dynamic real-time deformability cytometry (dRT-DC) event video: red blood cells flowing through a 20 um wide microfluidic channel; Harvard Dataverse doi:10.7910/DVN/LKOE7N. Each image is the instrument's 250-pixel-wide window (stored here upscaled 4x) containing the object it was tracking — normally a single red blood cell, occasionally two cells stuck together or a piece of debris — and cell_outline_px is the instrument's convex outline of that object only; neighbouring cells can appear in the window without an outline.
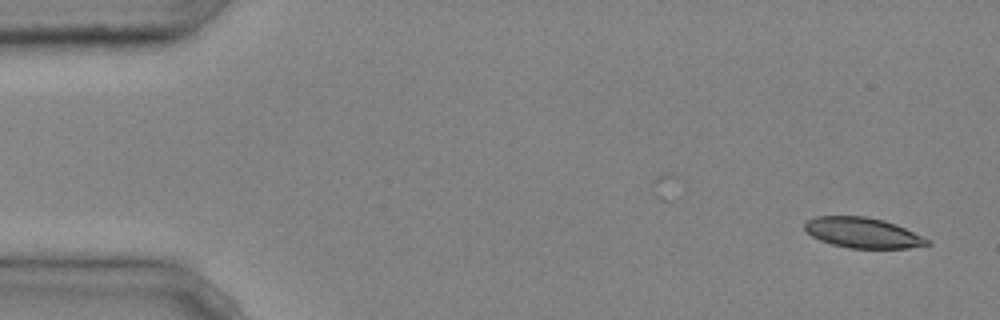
{"species": "common noctule bat (a hibernating species)", "species_latin": "Nyctalus noctula", "temperature_condition": "cold", "stored_images_in_passage": 2, "camera_frame_rate_fps": 3000, "um_per_image_px": 0.085, "animal": {"sex": "male", "body_mass_g": 20.4}, "frame": {"image": 1, "passage_image": 2, "time_ms": 0.333, "image_size_px": [1000, 320], "cell_outline_px": [[932, 244], [908, 248], [848, 248], [832, 244], [820, 240], [812, 236], [804, 228], [804, 224], [808, 220], [816, 216], [864, 216], [884, 220], [896, 224], [932, 240]], "centroid_in_image_um": [73.37, 19.79], "position_along_channel_um": 11.6, "area_um2": 21.73}}